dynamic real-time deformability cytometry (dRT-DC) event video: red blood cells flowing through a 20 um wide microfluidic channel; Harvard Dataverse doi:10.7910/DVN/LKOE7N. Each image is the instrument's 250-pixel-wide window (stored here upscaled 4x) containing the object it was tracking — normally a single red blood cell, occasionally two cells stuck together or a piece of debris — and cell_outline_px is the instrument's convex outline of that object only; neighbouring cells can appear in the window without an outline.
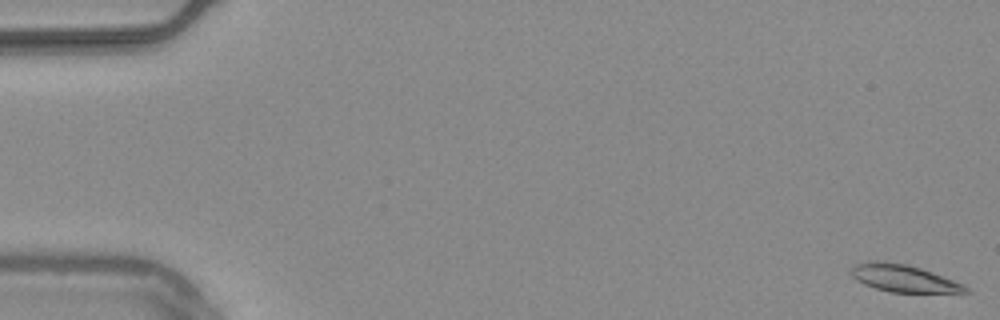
{"species": "common noctule bat (a hibernating species)", "species_latin": "Nyctalus noctula", "temperature_condition": "warm", "stored_images_in_passage": 55, "camera_frame_rate_fps": 3000, "um_per_image_px": 0.085, "animal": {"sex": "male", "body_mass_g": 20.4}, "frame": {"image": 1, "passage_image": 1, "time_ms": 0.0, "image_size_px": [1000, 320], "cell_outline_px": [[972, 292], [892, 292], [876, 288], [864, 284], [856, 280], [852, 276], [852, 268], [856, 264], [872, 260], [876, 260], [904, 264], [920, 268], [932, 272], [964, 284]], "centroid_in_image_um": [76.81, 23.65], "position_along_channel_um": 8.2, "area_um2": 17.86}}
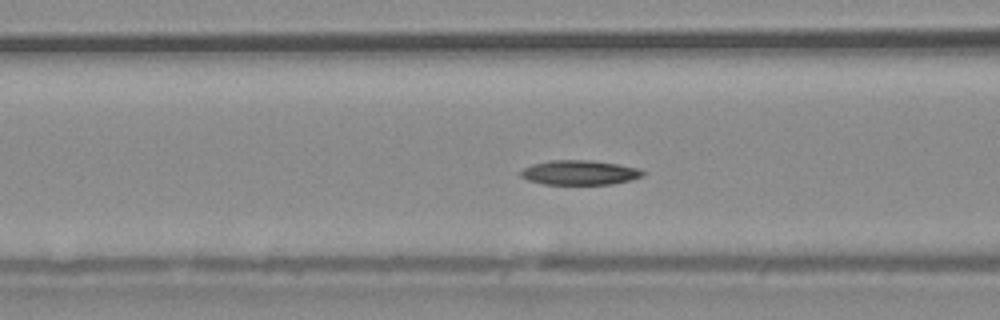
{"frame": {"image": 2, "passage_image": 22, "time_ms": 7.0, "image_size_px": [1000, 320], "cell_outline_px": [[648, 172], [644, 176], [632, 180], [612, 184], [544, 184], [528, 180], [520, 176], [520, 172], [524, 168], [532, 164], [548, 160], [592, 160], [620, 164], [640, 168]], "centroid_in_image_um": [49.34, 14.66], "position_along_channel_um": 117.3, "area_um2": 17.8}}
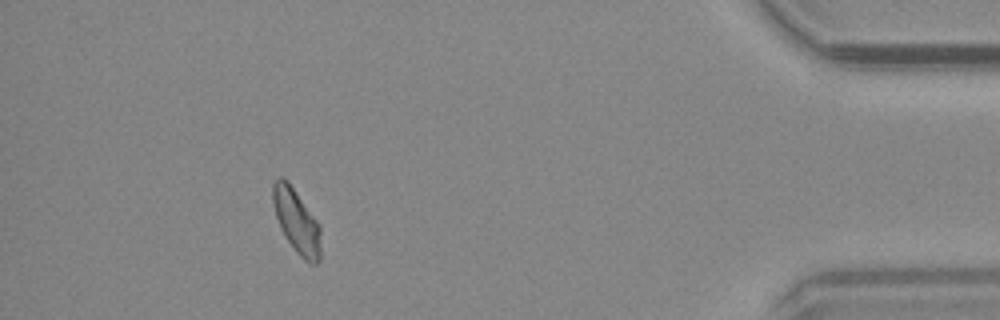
{"frame": {"image": 3, "passage_image": 50, "time_ms": 16.333, "image_size_px": [1000, 320], "cell_outline_px": [[320, 260], [316, 264], [308, 264], [296, 252], [280, 228], [276, 216], [272, 200], [272, 184], [276, 176], [284, 176], [288, 180], [320, 224]], "centroid_in_image_um": [25.2, 18.76], "position_along_channel_um": 410.0, "area_um2": 18.15}, "authors_computed_cell_mechanics": {"area_um2": 17.8602, "velocity_mm_per_s": 3.723, "shape_relaxation_time_tau1_ms": 7.0099, "shape_relaxation_time_tau2_ms": null, "deformation_change_tau1": 0.1324, "deformation_change_tau2": null}}